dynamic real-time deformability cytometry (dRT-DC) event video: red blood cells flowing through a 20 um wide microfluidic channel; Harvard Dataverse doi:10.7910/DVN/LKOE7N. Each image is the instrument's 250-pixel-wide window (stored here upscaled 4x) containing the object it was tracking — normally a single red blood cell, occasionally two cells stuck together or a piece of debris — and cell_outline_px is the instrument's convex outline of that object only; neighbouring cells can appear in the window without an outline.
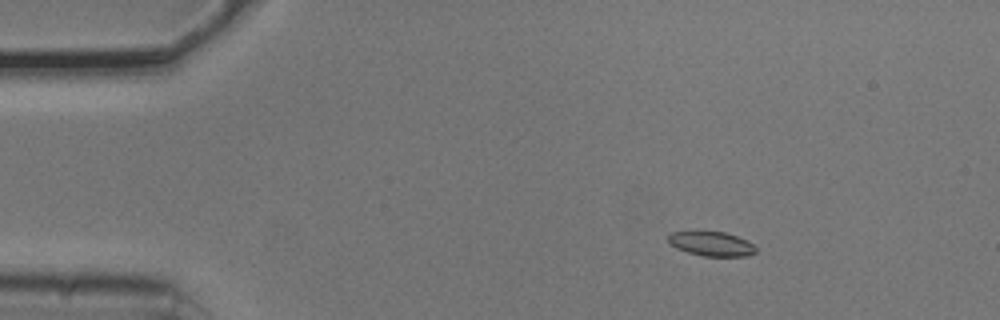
{"species": "common noctule bat (a hibernating species)", "species_latin": "Nyctalus noctula", "temperature_condition": "cold", "stored_images_in_passage": 4, "camera_frame_rate_fps": 3000, "um_per_image_px": 0.085, "animal": {"sex": "male", "body_mass_g": 20.5, "forearm_length_mm": 52.5}, "frame": {"image": 1, "passage_image": 2, "time_ms": 0.333, "image_size_px": [1000, 320], "cell_outline_px": [[756, 252], [748, 256], [704, 256], [688, 252], [676, 248], [668, 244], [668, 236], [672, 232], [724, 232], [748, 240], [756, 248]], "centroid_in_image_um": [60.48, 20.73], "position_along_channel_um": 24.5, "area_um2": 12.37}}